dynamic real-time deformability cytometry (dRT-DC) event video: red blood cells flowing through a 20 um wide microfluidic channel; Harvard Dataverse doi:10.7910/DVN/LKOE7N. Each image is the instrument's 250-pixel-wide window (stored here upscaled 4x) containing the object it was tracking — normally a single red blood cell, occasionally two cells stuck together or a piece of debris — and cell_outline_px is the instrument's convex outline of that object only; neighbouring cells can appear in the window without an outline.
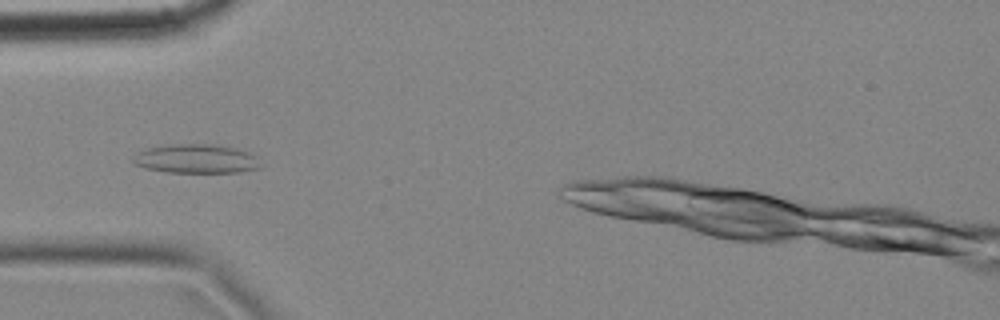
{"species": "common noctule bat (a hibernating species)", "species_latin": "Nyctalus noctula", "temperature_condition": "cold", "stored_images_in_passage": 7, "camera_frame_rate_fps": 3000, "um_per_image_px": 0.085, "animal": {"sex": "female", "body_mass_g": 18.4}, "frame": {"image": 1, "passage_image": 3, "time_ms": 0.667, "image_size_px": [1000, 320], "cell_outline_px": [[260, 168], [240, 172], [168, 172], [144, 168], [136, 164], [132, 160], [132, 156], [136, 152], [148, 148], [172, 144], [208, 144], [236, 148], [248, 152], [256, 156]], "centroid_in_image_um": [16.64, 13.5], "position_along_channel_um": 68.4, "area_um2": 21.44}}
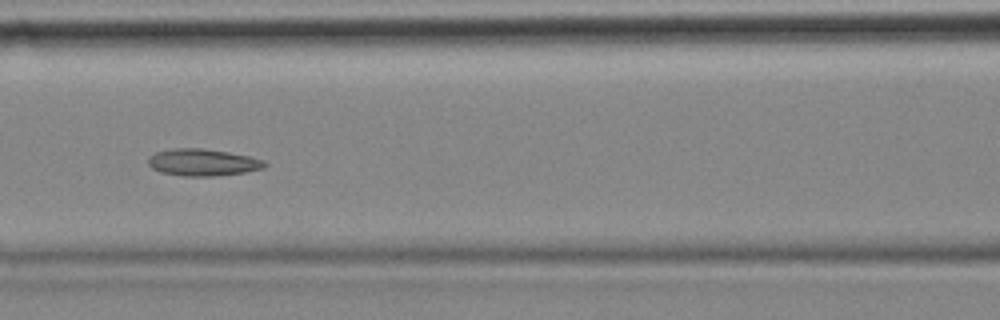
{"frame": {"image": 2, "passage_image": 5, "time_ms": 1.333, "image_size_px": [1000, 320], "cell_outline_px": [[268, 164], [264, 168], [244, 172], [216, 176], [184, 176], [160, 172], [152, 168], [148, 164], [148, 156], [156, 152], [172, 148], [200, 148], [228, 152], [248, 156], [264, 160]], "centroid_in_image_um": [17.22, 13.8], "position_along_channel_um": 149.4, "area_um2": 18.32}}
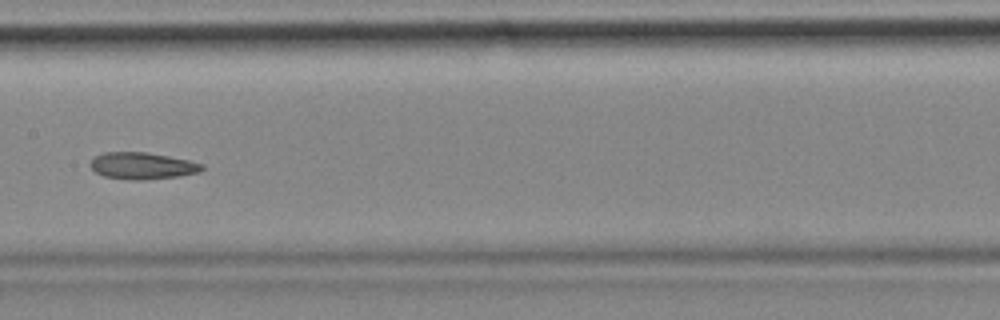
{"frame": {"image": 3, "passage_image": 6, "time_ms": 1.667, "image_size_px": [1000, 320], "cell_outline_px": [[204, 168], [200, 172], [180, 176], [144, 180], [132, 180], [104, 176], [96, 172], [88, 164], [96, 156], [104, 152], [144, 152], [168, 156], [188, 160], [204, 164]], "centroid_in_image_um": [12.11, 14.1], "position_along_channel_um": 195.3, "area_um2": 17.4}}